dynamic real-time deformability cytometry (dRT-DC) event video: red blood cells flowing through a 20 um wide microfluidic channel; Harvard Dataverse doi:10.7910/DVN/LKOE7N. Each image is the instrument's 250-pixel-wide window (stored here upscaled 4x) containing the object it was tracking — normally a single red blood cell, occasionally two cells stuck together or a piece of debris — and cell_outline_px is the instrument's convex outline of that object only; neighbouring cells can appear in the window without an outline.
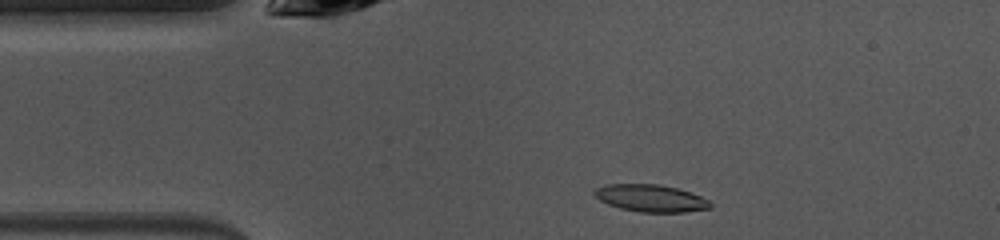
{"species": "common noctule bat (a hibernating species)", "species_latin": "Nyctalus noctula", "temperature_condition": "warm", "stored_images_in_passage": 42, "camera_frame_rate_fps": 3000, "um_per_image_px": 0.085, "animal": {"sex": "female", "body_mass_g": 10.0, "forearm_length_mm": 53.1}, "frame": {"image": 1, "passage_image": 2, "time_ms": 0.333, "image_size_px": [1000, 240], "cell_outline_px": [[712, 208], [684, 212], [640, 212], [620, 208], [608, 204], [600, 200], [592, 192], [596, 188], [608, 184], [660, 184], [676, 188], [700, 196], [708, 200], [712, 204]], "centroid_in_image_um": [55.31, 16.85], "position_along_channel_um": 29.7, "area_um2": 18.26}}
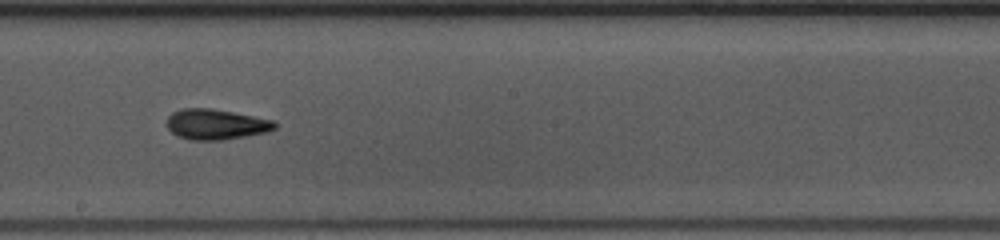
{"frame": {"image": 2, "passage_image": 19, "time_ms": 6.0, "image_size_px": [1000, 240], "cell_outline_px": [[276, 128], [268, 132], [224, 140], [192, 140], [180, 136], [172, 132], [168, 128], [168, 116], [172, 112], [180, 108], [212, 108], [272, 120], [276, 124]], "centroid_in_image_um": [18.35, 10.56], "position_along_channel_um": 229.8, "area_um2": 19.02}}
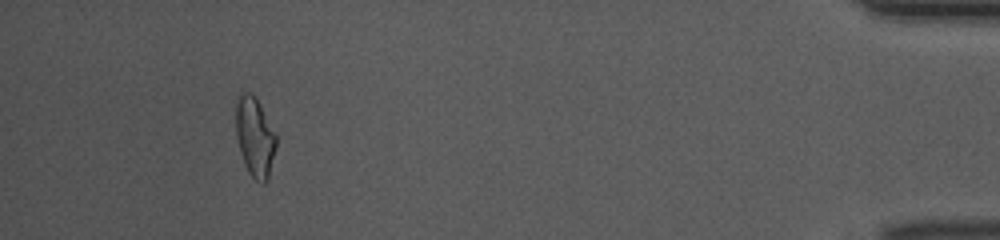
{"frame": {"image": 3, "passage_image": 38, "time_ms": 12.333, "image_size_px": [1000, 240], "cell_outline_px": [[276, 148], [268, 180], [264, 184], [260, 184], [248, 172], [244, 164], [240, 152], [236, 136], [236, 96], [244, 92], [248, 92], [256, 96], [276, 132]], "centroid_in_image_um": [21.67, 11.63], "position_along_channel_um": 413.5, "area_um2": 19.07}, "authors_computed_cell_mechanics": {"area_um2": 18.5249, "velocity_mm_per_s": 4.0539, "shape_relaxation_time_tau1_ms": 3.3824, "shape_relaxation_time_tau2_ms": 2.4141, "deformation_change_tau1": 0.1561, "deformation_change_tau2": 0.1047}}